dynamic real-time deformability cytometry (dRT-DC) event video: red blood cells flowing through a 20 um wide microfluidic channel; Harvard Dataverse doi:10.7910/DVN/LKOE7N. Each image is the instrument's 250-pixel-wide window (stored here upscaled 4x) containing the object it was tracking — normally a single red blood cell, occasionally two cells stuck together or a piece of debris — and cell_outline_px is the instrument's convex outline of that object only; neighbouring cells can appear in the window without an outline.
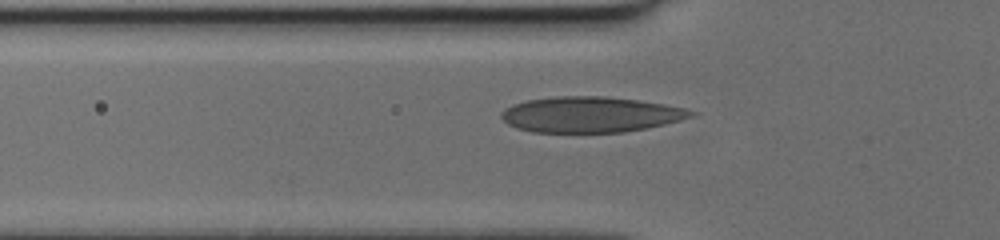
{"species": "human", "species_latin": "Homo sapiens", "temperature_condition": "cold", "stored_images_in_passage": 38, "camera_frame_rate_fps": 3000, "um_per_image_px": 0.085, "donor": {"sex": "female"}, "frame": {"image": 1, "passage_image": 9, "time_ms": 2.667, "image_size_px": [1000, 240], "cell_outline_px": [[700, 112], [692, 116], [680, 120], [664, 124], [624, 132], [532, 132], [516, 128], [508, 124], [500, 116], [500, 112], [504, 108], [512, 104], [528, 100], [556, 96], [604, 96], [640, 100], [664, 104], [684, 108]], "centroid_in_image_um": [50.17, 9.73], "position_along_channel_um": 75.6, "area_um2": 39.48}}
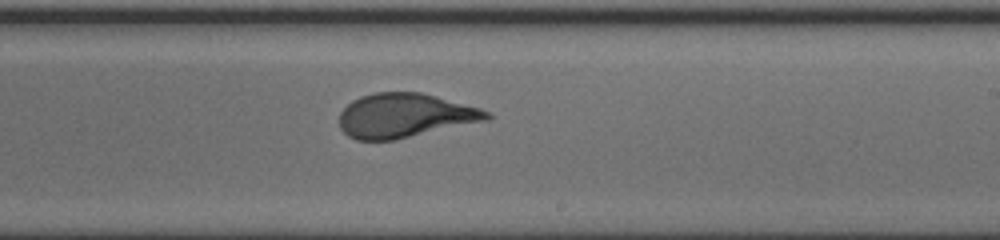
{"frame": {"image": 2, "passage_image": 22, "time_ms": 7.0, "image_size_px": [1000, 240], "cell_outline_px": [[492, 116], [488, 120], [396, 140], [356, 140], [348, 136], [340, 128], [340, 112], [352, 100], [360, 96], [372, 92], [420, 92], [436, 96], [480, 108], [488, 112]], "centroid_in_image_um": [34.39, 9.82], "position_along_channel_um": 254.6, "area_um2": 38.03}}
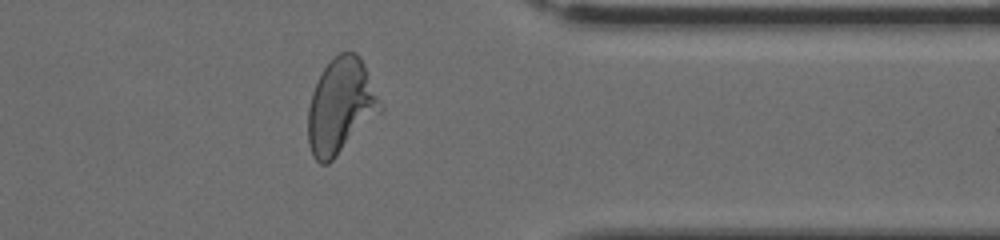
{"frame": {"image": 3, "passage_image": 32, "time_ms": 10.333, "image_size_px": [1000, 240], "cell_outline_px": [[384, 108], [328, 164], [320, 164], [312, 156], [308, 144], [308, 108], [312, 92], [324, 68], [340, 52], [356, 52], [360, 56], [364, 64]], "centroid_in_image_um": [28.95, 9.03], "position_along_channel_um": 382.4, "area_um2": 39.59}}